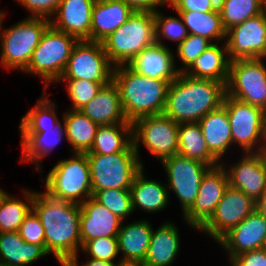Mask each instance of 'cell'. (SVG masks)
I'll return each instance as SVG.
<instances>
[{
	"label": "cell",
	"instance_id": "cell-48",
	"mask_svg": "<svg viewBox=\"0 0 266 266\" xmlns=\"http://www.w3.org/2000/svg\"><path fill=\"white\" fill-rule=\"evenodd\" d=\"M79 254H81V253H78L77 255H75L67 263V265L68 266H118V264H119V263H112V262H106V261H102V260H97V259H93V258H87L88 260H86L84 263L83 262L79 263V258H80Z\"/></svg>",
	"mask_w": 266,
	"mask_h": 266
},
{
	"label": "cell",
	"instance_id": "cell-47",
	"mask_svg": "<svg viewBox=\"0 0 266 266\" xmlns=\"http://www.w3.org/2000/svg\"><path fill=\"white\" fill-rule=\"evenodd\" d=\"M128 4L134 11L156 12L158 8H164L163 0H121Z\"/></svg>",
	"mask_w": 266,
	"mask_h": 266
},
{
	"label": "cell",
	"instance_id": "cell-40",
	"mask_svg": "<svg viewBox=\"0 0 266 266\" xmlns=\"http://www.w3.org/2000/svg\"><path fill=\"white\" fill-rule=\"evenodd\" d=\"M66 84V94L71 101L70 110H80L89 103L109 83H99L84 79L58 80L55 84Z\"/></svg>",
	"mask_w": 266,
	"mask_h": 266
},
{
	"label": "cell",
	"instance_id": "cell-15",
	"mask_svg": "<svg viewBox=\"0 0 266 266\" xmlns=\"http://www.w3.org/2000/svg\"><path fill=\"white\" fill-rule=\"evenodd\" d=\"M228 186V174L222 164L211 167L201 180L192 206L182 215L184 224L193 230H199L213 215Z\"/></svg>",
	"mask_w": 266,
	"mask_h": 266
},
{
	"label": "cell",
	"instance_id": "cell-17",
	"mask_svg": "<svg viewBox=\"0 0 266 266\" xmlns=\"http://www.w3.org/2000/svg\"><path fill=\"white\" fill-rule=\"evenodd\" d=\"M236 160L234 163L232 160L221 163L227 171L229 185L256 201L266 191L263 155L261 152H246Z\"/></svg>",
	"mask_w": 266,
	"mask_h": 266
},
{
	"label": "cell",
	"instance_id": "cell-43",
	"mask_svg": "<svg viewBox=\"0 0 266 266\" xmlns=\"http://www.w3.org/2000/svg\"><path fill=\"white\" fill-rule=\"evenodd\" d=\"M18 232L25 242L45 248V231L39 216L33 209L24 218Z\"/></svg>",
	"mask_w": 266,
	"mask_h": 266
},
{
	"label": "cell",
	"instance_id": "cell-27",
	"mask_svg": "<svg viewBox=\"0 0 266 266\" xmlns=\"http://www.w3.org/2000/svg\"><path fill=\"white\" fill-rule=\"evenodd\" d=\"M21 157L20 162L35 164L38 173L42 171V160L46 158L66 137L63 123L56 129H48L44 132H19ZM64 138V139H63Z\"/></svg>",
	"mask_w": 266,
	"mask_h": 266
},
{
	"label": "cell",
	"instance_id": "cell-23",
	"mask_svg": "<svg viewBox=\"0 0 266 266\" xmlns=\"http://www.w3.org/2000/svg\"><path fill=\"white\" fill-rule=\"evenodd\" d=\"M145 167L134 177L130 188L132 208L147 214L163 212L170 203V193L166 183L156 179H147Z\"/></svg>",
	"mask_w": 266,
	"mask_h": 266
},
{
	"label": "cell",
	"instance_id": "cell-22",
	"mask_svg": "<svg viewBox=\"0 0 266 266\" xmlns=\"http://www.w3.org/2000/svg\"><path fill=\"white\" fill-rule=\"evenodd\" d=\"M179 228L170 219L153 228L150 245L143 264L145 266H172L179 258L181 238Z\"/></svg>",
	"mask_w": 266,
	"mask_h": 266
},
{
	"label": "cell",
	"instance_id": "cell-21",
	"mask_svg": "<svg viewBox=\"0 0 266 266\" xmlns=\"http://www.w3.org/2000/svg\"><path fill=\"white\" fill-rule=\"evenodd\" d=\"M174 54L170 46L155 41L143 49L128 66L140 75L171 83L180 74L175 65Z\"/></svg>",
	"mask_w": 266,
	"mask_h": 266
},
{
	"label": "cell",
	"instance_id": "cell-41",
	"mask_svg": "<svg viewBox=\"0 0 266 266\" xmlns=\"http://www.w3.org/2000/svg\"><path fill=\"white\" fill-rule=\"evenodd\" d=\"M211 44L213 43L203 36L188 34L175 49L178 56L175 57L177 70L183 73Z\"/></svg>",
	"mask_w": 266,
	"mask_h": 266
},
{
	"label": "cell",
	"instance_id": "cell-55",
	"mask_svg": "<svg viewBox=\"0 0 266 266\" xmlns=\"http://www.w3.org/2000/svg\"><path fill=\"white\" fill-rule=\"evenodd\" d=\"M263 10H264V12L266 14V0H263Z\"/></svg>",
	"mask_w": 266,
	"mask_h": 266
},
{
	"label": "cell",
	"instance_id": "cell-25",
	"mask_svg": "<svg viewBox=\"0 0 266 266\" xmlns=\"http://www.w3.org/2000/svg\"><path fill=\"white\" fill-rule=\"evenodd\" d=\"M153 226L148 219L124 223L117 235L121 262L143 263L150 245Z\"/></svg>",
	"mask_w": 266,
	"mask_h": 266
},
{
	"label": "cell",
	"instance_id": "cell-34",
	"mask_svg": "<svg viewBox=\"0 0 266 266\" xmlns=\"http://www.w3.org/2000/svg\"><path fill=\"white\" fill-rule=\"evenodd\" d=\"M22 197L4 190L0 195V232H17L32 210L35 190L22 188Z\"/></svg>",
	"mask_w": 266,
	"mask_h": 266
},
{
	"label": "cell",
	"instance_id": "cell-3",
	"mask_svg": "<svg viewBox=\"0 0 266 266\" xmlns=\"http://www.w3.org/2000/svg\"><path fill=\"white\" fill-rule=\"evenodd\" d=\"M113 82L119 89L121 106L129 122L164 114L170 85L167 80L149 78L128 65H119L114 67Z\"/></svg>",
	"mask_w": 266,
	"mask_h": 266
},
{
	"label": "cell",
	"instance_id": "cell-39",
	"mask_svg": "<svg viewBox=\"0 0 266 266\" xmlns=\"http://www.w3.org/2000/svg\"><path fill=\"white\" fill-rule=\"evenodd\" d=\"M92 197L123 221L134 214L130 190L103 189L95 191Z\"/></svg>",
	"mask_w": 266,
	"mask_h": 266
},
{
	"label": "cell",
	"instance_id": "cell-50",
	"mask_svg": "<svg viewBox=\"0 0 266 266\" xmlns=\"http://www.w3.org/2000/svg\"><path fill=\"white\" fill-rule=\"evenodd\" d=\"M118 266H145L143 263L121 262Z\"/></svg>",
	"mask_w": 266,
	"mask_h": 266
},
{
	"label": "cell",
	"instance_id": "cell-26",
	"mask_svg": "<svg viewBox=\"0 0 266 266\" xmlns=\"http://www.w3.org/2000/svg\"><path fill=\"white\" fill-rule=\"evenodd\" d=\"M198 123L209 151L221 163L228 161L225 157L229 154L227 152L231 151L230 149L233 150V142L226 108L221 105L218 109L203 116Z\"/></svg>",
	"mask_w": 266,
	"mask_h": 266
},
{
	"label": "cell",
	"instance_id": "cell-54",
	"mask_svg": "<svg viewBox=\"0 0 266 266\" xmlns=\"http://www.w3.org/2000/svg\"><path fill=\"white\" fill-rule=\"evenodd\" d=\"M261 153L263 155V160H264V163L266 165V150H263Z\"/></svg>",
	"mask_w": 266,
	"mask_h": 266
},
{
	"label": "cell",
	"instance_id": "cell-8",
	"mask_svg": "<svg viewBox=\"0 0 266 266\" xmlns=\"http://www.w3.org/2000/svg\"><path fill=\"white\" fill-rule=\"evenodd\" d=\"M133 145L142 167H145L140 154V146L161 162L178 154V126L165 114L144 116L133 123ZM142 144V145H141Z\"/></svg>",
	"mask_w": 266,
	"mask_h": 266
},
{
	"label": "cell",
	"instance_id": "cell-53",
	"mask_svg": "<svg viewBox=\"0 0 266 266\" xmlns=\"http://www.w3.org/2000/svg\"><path fill=\"white\" fill-rule=\"evenodd\" d=\"M6 14L7 13L5 11L0 9V26H1V22H2L3 18L6 17Z\"/></svg>",
	"mask_w": 266,
	"mask_h": 266
},
{
	"label": "cell",
	"instance_id": "cell-37",
	"mask_svg": "<svg viewBox=\"0 0 266 266\" xmlns=\"http://www.w3.org/2000/svg\"><path fill=\"white\" fill-rule=\"evenodd\" d=\"M218 10L227 31L264 12L263 0H218Z\"/></svg>",
	"mask_w": 266,
	"mask_h": 266
},
{
	"label": "cell",
	"instance_id": "cell-20",
	"mask_svg": "<svg viewBox=\"0 0 266 266\" xmlns=\"http://www.w3.org/2000/svg\"><path fill=\"white\" fill-rule=\"evenodd\" d=\"M122 219L110 212L92 196L81 204L80 234L81 249L92 239L117 237Z\"/></svg>",
	"mask_w": 266,
	"mask_h": 266
},
{
	"label": "cell",
	"instance_id": "cell-11",
	"mask_svg": "<svg viewBox=\"0 0 266 266\" xmlns=\"http://www.w3.org/2000/svg\"><path fill=\"white\" fill-rule=\"evenodd\" d=\"M265 59H241L230 62L225 85L226 95L262 108L266 112Z\"/></svg>",
	"mask_w": 266,
	"mask_h": 266
},
{
	"label": "cell",
	"instance_id": "cell-19",
	"mask_svg": "<svg viewBox=\"0 0 266 266\" xmlns=\"http://www.w3.org/2000/svg\"><path fill=\"white\" fill-rule=\"evenodd\" d=\"M96 0H61L50 25L79 41H91L92 9Z\"/></svg>",
	"mask_w": 266,
	"mask_h": 266
},
{
	"label": "cell",
	"instance_id": "cell-30",
	"mask_svg": "<svg viewBox=\"0 0 266 266\" xmlns=\"http://www.w3.org/2000/svg\"><path fill=\"white\" fill-rule=\"evenodd\" d=\"M50 255L43 246L25 242L19 232H0V265L31 266Z\"/></svg>",
	"mask_w": 266,
	"mask_h": 266
},
{
	"label": "cell",
	"instance_id": "cell-35",
	"mask_svg": "<svg viewBox=\"0 0 266 266\" xmlns=\"http://www.w3.org/2000/svg\"><path fill=\"white\" fill-rule=\"evenodd\" d=\"M47 90L38 98L37 103L20 119L19 132H44L56 129L62 122L58 117L57 103L47 96Z\"/></svg>",
	"mask_w": 266,
	"mask_h": 266
},
{
	"label": "cell",
	"instance_id": "cell-10",
	"mask_svg": "<svg viewBox=\"0 0 266 266\" xmlns=\"http://www.w3.org/2000/svg\"><path fill=\"white\" fill-rule=\"evenodd\" d=\"M231 128L233 148L241 153L262 152L266 112L225 94L223 104Z\"/></svg>",
	"mask_w": 266,
	"mask_h": 266
},
{
	"label": "cell",
	"instance_id": "cell-56",
	"mask_svg": "<svg viewBox=\"0 0 266 266\" xmlns=\"http://www.w3.org/2000/svg\"><path fill=\"white\" fill-rule=\"evenodd\" d=\"M4 191V189H2V187H0V195H1V193Z\"/></svg>",
	"mask_w": 266,
	"mask_h": 266
},
{
	"label": "cell",
	"instance_id": "cell-32",
	"mask_svg": "<svg viewBox=\"0 0 266 266\" xmlns=\"http://www.w3.org/2000/svg\"><path fill=\"white\" fill-rule=\"evenodd\" d=\"M118 152H136L132 123L99 126L93 145L85 154L109 155Z\"/></svg>",
	"mask_w": 266,
	"mask_h": 266
},
{
	"label": "cell",
	"instance_id": "cell-36",
	"mask_svg": "<svg viewBox=\"0 0 266 266\" xmlns=\"http://www.w3.org/2000/svg\"><path fill=\"white\" fill-rule=\"evenodd\" d=\"M183 20L188 34L207 38L212 43L226 41V30L223 27L219 10L210 12L174 11Z\"/></svg>",
	"mask_w": 266,
	"mask_h": 266
},
{
	"label": "cell",
	"instance_id": "cell-42",
	"mask_svg": "<svg viewBox=\"0 0 266 266\" xmlns=\"http://www.w3.org/2000/svg\"><path fill=\"white\" fill-rule=\"evenodd\" d=\"M80 252H84L83 254H86V256L89 255L88 258L112 263H121V258L118 257L120 253L117 237H105L89 240L82 247Z\"/></svg>",
	"mask_w": 266,
	"mask_h": 266
},
{
	"label": "cell",
	"instance_id": "cell-49",
	"mask_svg": "<svg viewBox=\"0 0 266 266\" xmlns=\"http://www.w3.org/2000/svg\"><path fill=\"white\" fill-rule=\"evenodd\" d=\"M255 210L266 220V191L255 201Z\"/></svg>",
	"mask_w": 266,
	"mask_h": 266
},
{
	"label": "cell",
	"instance_id": "cell-24",
	"mask_svg": "<svg viewBox=\"0 0 266 266\" xmlns=\"http://www.w3.org/2000/svg\"><path fill=\"white\" fill-rule=\"evenodd\" d=\"M134 12L121 0H96L92 9L91 41L102 43Z\"/></svg>",
	"mask_w": 266,
	"mask_h": 266
},
{
	"label": "cell",
	"instance_id": "cell-1",
	"mask_svg": "<svg viewBox=\"0 0 266 266\" xmlns=\"http://www.w3.org/2000/svg\"><path fill=\"white\" fill-rule=\"evenodd\" d=\"M32 209L44 228L46 251L57 263L67 264L81 251V205L54 199L42 190L35 191Z\"/></svg>",
	"mask_w": 266,
	"mask_h": 266
},
{
	"label": "cell",
	"instance_id": "cell-45",
	"mask_svg": "<svg viewBox=\"0 0 266 266\" xmlns=\"http://www.w3.org/2000/svg\"><path fill=\"white\" fill-rule=\"evenodd\" d=\"M229 266H266V247L231 257Z\"/></svg>",
	"mask_w": 266,
	"mask_h": 266
},
{
	"label": "cell",
	"instance_id": "cell-28",
	"mask_svg": "<svg viewBox=\"0 0 266 266\" xmlns=\"http://www.w3.org/2000/svg\"><path fill=\"white\" fill-rule=\"evenodd\" d=\"M79 111L99 126L131 123L124 115L120 92L113 81L103 86L98 94Z\"/></svg>",
	"mask_w": 266,
	"mask_h": 266
},
{
	"label": "cell",
	"instance_id": "cell-31",
	"mask_svg": "<svg viewBox=\"0 0 266 266\" xmlns=\"http://www.w3.org/2000/svg\"><path fill=\"white\" fill-rule=\"evenodd\" d=\"M65 141L72 153L88 152L94 142L99 125L79 110L69 108L62 112Z\"/></svg>",
	"mask_w": 266,
	"mask_h": 266
},
{
	"label": "cell",
	"instance_id": "cell-33",
	"mask_svg": "<svg viewBox=\"0 0 266 266\" xmlns=\"http://www.w3.org/2000/svg\"><path fill=\"white\" fill-rule=\"evenodd\" d=\"M178 154L211 167L221 162L209 151L198 122L180 123L178 126Z\"/></svg>",
	"mask_w": 266,
	"mask_h": 266
},
{
	"label": "cell",
	"instance_id": "cell-16",
	"mask_svg": "<svg viewBox=\"0 0 266 266\" xmlns=\"http://www.w3.org/2000/svg\"><path fill=\"white\" fill-rule=\"evenodd\" d=\"M225 43L230 61L257 58L265 59V12L227 30Z\"/></svg>",
	"mask_w": 266,
	"mask_h": 266
},
{
	"label": "cell",
	"instance_id": "cell-6",
	"mask_svg": "<svg viewBox=\"0 0 266 266\" xmlns=\"http://www.w3.org/2000/svg\"><path fill=\"white\" fill-rule=\"evenodd\" d=\"M155 42L154 12L135 11L102 44L114 66L128 65L143 49Z\"/></svg>",
	"mask_w": 266,
	"mask_h": 266
},
{
	"label": "cell",
	"instance_id": "cell-46",
	"mask_svg": "<svg viewBox=\"0 0 266 266\" xmlns=\"http://www.w3.org/2000/svg\"><path fill=\"white\" fill-rule=\"evenodd\" d=\"M170 9L174 11L210 12L218 10V0H178Z\"/></svg>",
	"mask_w": 266,
	"mask_h": 266
},
{
	"label": "cell",
	"instance_id": "cell-7",
	"mask_svg": "<svg viewBox=\"0 0 266 266\" xmlns=\"http://www.w3.org/2000/svg\"><path fill=\"white\" fill-rule=\"evenodd\" d=\"M78 41L75 37L50 25L43 33L28 67L22 74L37 76L44 85L43 90H47L51 84L60 79Z\"/></svg>",
	"mask_w": 266,
	"mask_h": 266
},
{
	"label": "cell",
	"instance_id": "cell-29",
	"mask_svg": "<svg viewBox=\"0 0 266 266\" xmlns=\"http://www.w3.org/2000/svg\"><path fill=\"white\" fill-rule=\"evenodd\" d=\"M230 62L226 43H213L183 73L192 78L211 79L226 85Z\"/></svg>",
	"mask_w": 266,
	"mask_h": 266
},
{
	"label": "cell",
	"instance_id": "cell-52",
	"mask_svg": "<svg viewBox=\"0 0 266 266\" xmlns=\"http://www.w3.org/2000/svg\"><path fill=\"white\" fill-rule=\"evenodd\" d=\"M263 150H266V116H265V127H264Z\"/></svg>",
	"mask_w": 266,
	"mask_h": 266
},
{
	"label": "cell",
	"instance_id": "cell-38",
	"mask_svg": "<svg viewBox=\"0 0 266 266\" xmlns=\"http://www.w3.org/2000/svg\"><path fill=\"white\" fill-rule=\"evenodd\" d=\"M176 16H166L162 10L154 12L155 20V41L164 46V40L176 42L177 47L187 36L188 32L180 15L175 12Z\"/></svg>",
	"mask_w": 266,
	"mask_h": 266
},
{
	"label": "cell",
	"instance_id": "cell-14",
	"mask_svg": "<svg viewBox=\"0 0 266 266\" xmlns=\"http://www.w3.org/2000/svg\"><path fill=\"white\" fill-rule=\"evenodd\" d=\"M256 207L255 201L230 185L210 219L198 230L215 243L231 228L241 223Z\"/></svg>",
	"mask_w": 266,
	"mask_h": 266
},
{
	"label": "cell",
	"instance_id": "cell-4",
	"mask_svg": "<svg viewBox=\"0 0 266 266\" xmlns=\"http://www.w3.org/2000/svg\"><path fill=\"white\" fill-rule=\"evenodd\" d=\"M0 26V67L7 71L23 72L40 43L50 20L41 17L21 19L9 27Z\"/></svg>",
	"mask_w": 266,
	"mask_h": 266
},
{
	"label": "cell",
	"instance_id": "cell-12",
	"mask_svg": "<svg viewBox=\"0 0 266 266\" xmlns=\"http://www.w3.org/2000/svg\"><path fill=\"white\" fill-rule=\"evenodd\" d=\"M114 67L105 53L102 43L81 40L74 46L59 80L84 79L99 83H111Z\"/></svg>",
	"mask_w": 266,
	"mask_h": 266
},
{
	"label": "cell",
	"instance_id": "cell-2",
	"mask_svg": "<svg viewBox=\"0 0 266 266\" xmlns=\"http://www.w3.org/2000/svg\"><path fill=\"white\" fill-rule=\"evenodd\" d=\"M225 94L224 83L180 73L168 87L164 114L178 124L198 122L223 104Z\"/></svg>",
	"mask_w": 266,
	"mask_h": 266
},
{
	"label": "cell",
	"instance_id": "cell-18",
	"mask_svg": "<svg viewBox=\"0 0 266 266\" xmlns=\"http://www.w3.org/2000/svg\"><path fill=\"white\" fill-rule=\"evenodd\" d=\"M231 257L244 252L266 247V220L256 210L248 215L241 223L231 228L217 242Z\"/></svg>",
	"mask_w": 266,
	"mask_h": 266
},
{
	"label": "cell",
	"instance_id": "cell-44",
	"mask_svg": "<svg viewBox=\"0 0 266 266\" xmlns=\"http://www.w3.org/2000/svg\"><path fill=\"white\" fill-rule=\"evenodd\" d=\"M20 6L29 11V17H41L51 19L61 0H15Z\"/></svg>",
	"mask_w": 266,
	"mask_h": 266
},
{
	"label": "cell",
	"instance_id": "cell-9",
	"mask_svg": "<svg viewBox=\"0 0 266 266\" xmlns=\"http://www.w3.org/2000/svg\"><path fill=\"white\" fill-rule=\"evenodd\" d=\"M86 156L90 165L92 193L103 189L130 190L134 177L143 168L137 152Z\"/></svg>",
	"mask_w": 266,
	"mask_h": 266
},
{
	"label": "cell",
	"instance_id": "cell-13",
	"mask_svg": "<svg viewBox=\"0 0 266 266\" xmlns=\"http://www.w3.org/2000/svg\"><path fill=\"white\" fill-rule=\"evenodd\" d=\"M160 163L166 173L165 183L168 191L177 197L183 215L192 206L198 195L201 180L211 166L179 154Z\"/></svg>",
	"mask_w": 266,
	"mask_h": 266
},
{
	"label": "cell",
	"instance_id": "cell-5",
	"mask_svg": "<svg viewBox=\"0 0 266 266\" xmlns=\"http://www.w3.org/2000/svg\"><path fill=\"white\" fill-rule=\"evenodd\" d=\"M72 157L58 160L48 171L44 184L45 193L58 200L82 204L93 195L88 158L85 153H72Z\"/></svg>",
	"mask_w": 266,
	"mask_h": 266
},
{
	"label": "cell",
	"instance_id": "cell-51",
	"mask_svg": "<svg viewBox=\"0 0 266 266\" xmlns=\"http://www.w3.org/2000/svg\"><path fill=\"white\" fill-rule=\"evenodd\" d=\"M164 1V6L167 8L172 7L178 0H163Z\"/></svg>",
	"mask_w": 266,
	"mask_h": 266
}]
</instances>
